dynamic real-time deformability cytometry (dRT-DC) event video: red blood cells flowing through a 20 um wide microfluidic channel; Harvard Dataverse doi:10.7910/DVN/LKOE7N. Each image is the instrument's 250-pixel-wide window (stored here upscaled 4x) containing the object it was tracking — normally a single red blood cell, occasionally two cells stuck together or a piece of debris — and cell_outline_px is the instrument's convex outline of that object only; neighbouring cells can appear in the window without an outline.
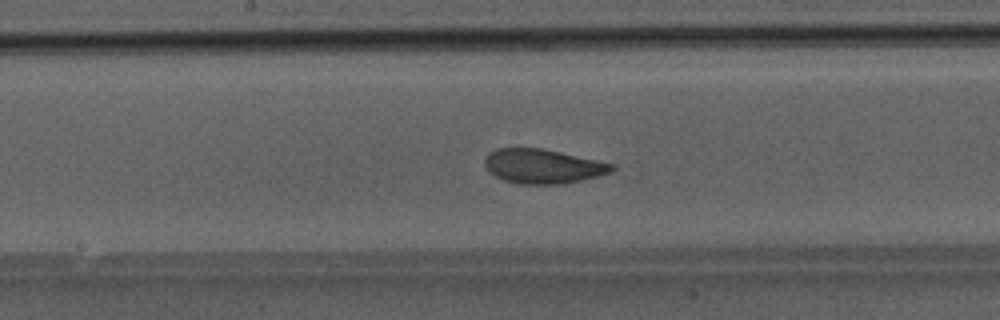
{"species": "Egyptian fruit bat (a non-hibernating species)", "species_latin": "Rousettus aegyptiacus", "temperature_condition": "room temperature", "stored_images_in_passage": 47, "camera_frame_rate_fps": 3000, "um_per_image_px": 0.085, "animal": {"sex": "male"}, "frame": {"image": 1, "passage_image": 24, "time_ms": 7.667, "image_size_px": [1000, 320], "cell_outline_px": [[616, 168], [612, 172], [564, 184], [516, 184], [504, 180], [488, 172], [484, 164], [484, 156], [488, 152], [496, 148], [544, 148], [616, 164]], "centroid_in_image_um": [46.12, 14.12], "position_along_channel_um": 202.1, "area_um2": 25.84}}
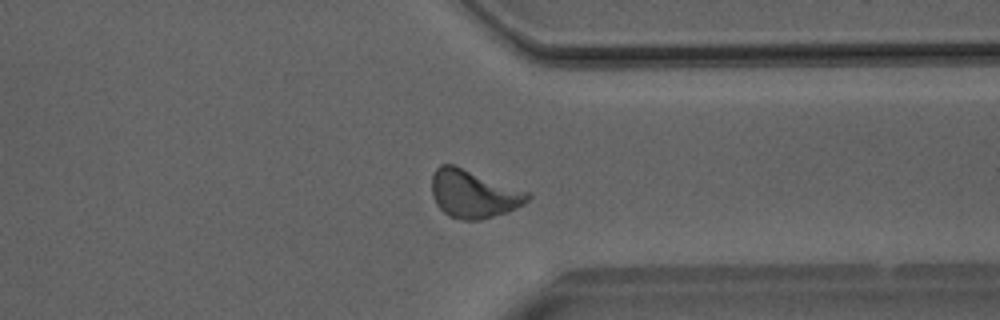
{"frame": {"image": 2, "passage_image": 36, "time_ms": 11.667, "image_size_px": [1000, 320], "cell_outline_px": [[532, 196], [524, 204], [508, 212], [480, 220], [464, 220], [448, 216], [436, 204], [432, 196], [432, 176], [436, 168], [440, 164], [452, 164], [528, 192]], "centroid_in_image_um": [40.23, 16.49], "position_along_channel_um": 371.2, "area_um2": 26.59}}
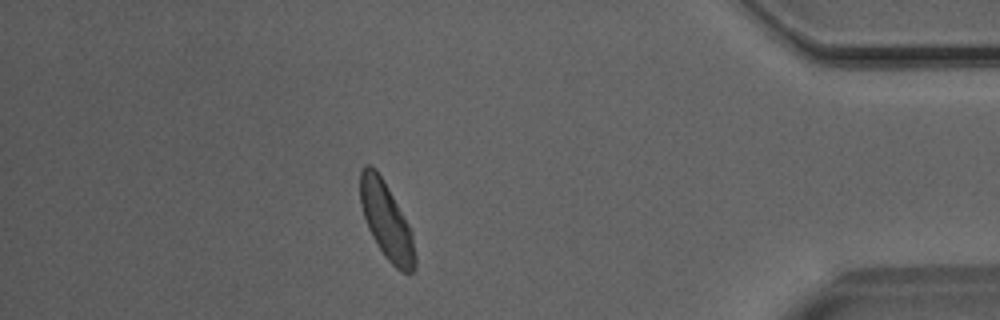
{"frame": {"image": 3, "passage_image": 41, "time_ms": 13.333, "image_size_px": [1000, 320], "cell_outline_px": [[416, 272], [400, 272], [384, 256], [372, 236], [368, 228], [360, 204], [360, 172], [364, 164], [372, 164], [376, 168], [408, 224], [412, 232], [416, 256]], "centroid_in_image_um": [32.84, 18.79], "position_along_channel_um": 402.4, "area_um2": 24.39}}